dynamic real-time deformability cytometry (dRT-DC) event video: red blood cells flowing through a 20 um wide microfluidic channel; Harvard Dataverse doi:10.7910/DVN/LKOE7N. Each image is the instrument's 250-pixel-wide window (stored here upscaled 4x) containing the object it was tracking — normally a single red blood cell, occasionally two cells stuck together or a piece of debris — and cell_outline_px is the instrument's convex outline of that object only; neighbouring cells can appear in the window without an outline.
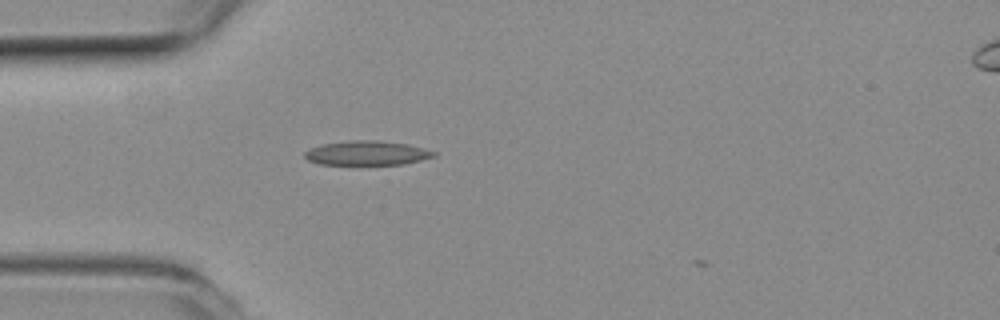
{"species": "common noctule bat (a hibernating species)", "species_latin": "Nyctalus noctula", "temperature_condition": "room temperature", "stored_images_in_passage": 8, "camera_frame_rate_fps": 3000, "um_per_image_px": 0.085, "animal": {"sex": "female", "body_mass_g": 19.3, "forearm_length_mm": 54.1}, "frame": {"image": 1, "passage_image": 3, "time_ms": 0.667, "image_size_px": [1000, 320], "cell_outline_px": [[436, 156], [404, 164], [320, 164], [308, 160], [304, 156], [304, 152], [312, 148], [324, 144], [352, 140], [380, 140], [408, 144], [424, 148], [436, 152]], "centroid_in_image_um": [31.22, 13.0], "position_along_channel_um": 53.8, "area_um2": 18.15}}
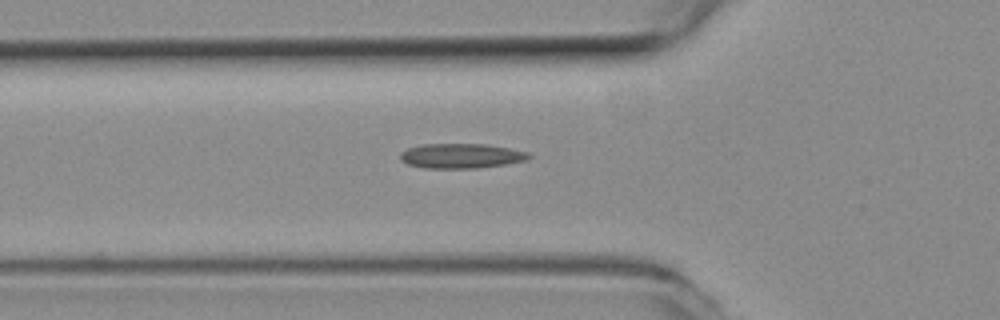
{"frame": {"image": 2, "passage_image": 6, "time_ms": 1.667, "image_size_px": [1000, 320], "cell_outline_px": [[532, 156], [524, 160], [504, 164], [480, 168], [424, 168], [408, 164], [400, 160], [400, 152], [408, 148], [424, 144], [484, 144], [508, 148], [528, 152]], "centroid_in_image_um": [39.16, 13.25], "position_along_channel_um": 86.6, "area_um2": 18.44}}